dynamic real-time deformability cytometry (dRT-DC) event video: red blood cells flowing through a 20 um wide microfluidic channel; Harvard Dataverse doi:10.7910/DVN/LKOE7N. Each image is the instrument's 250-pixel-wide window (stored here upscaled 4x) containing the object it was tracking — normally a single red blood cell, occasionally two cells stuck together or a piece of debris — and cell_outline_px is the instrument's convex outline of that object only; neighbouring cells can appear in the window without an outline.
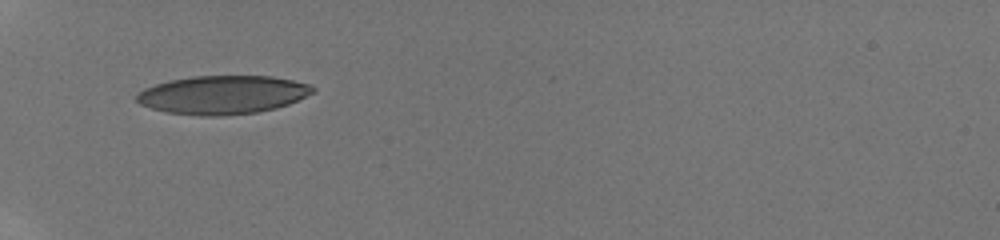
{"species": "human", "species_latin": "Homo sapiens", "temperature_condition": "room temperature", "stored_images_in_passage": 29, "camera_frame_rate_fps": 3000, "um_per_image_px": 0.085, "donor": {"sex": "male"}, "frame": {"image": 1, "passage_image": 1, "time_ms": 0.0, "image_size_px": [1000, 240], "cell_outline_px": [[316, 92], [288, 104], [276, 108], [256, 112], [220, 116], [200, 116], [168, 112], [152, 108], [140, 104], [136, 100], [136, 92], [144, 88], [168, 80], [192, 76], [272, 76], [312, 84], [316, 88]], "centroid_in_image_um": [18.94, 8.05], "position_along_channel_um": 66.1, "area_um2": 39.71}}
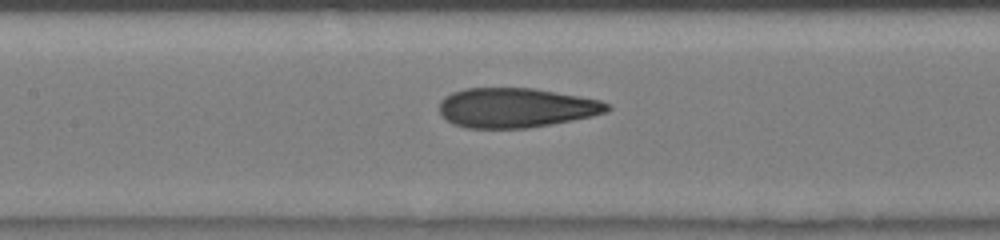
{"frame": {"image": 2, "passage_image": 17, "time_ms": 2.667, "image_size_px": [1000, 240], "cell_outline_px": [[612, 108], [608, 112], [592, 116], [572, 120], [528, 128], [468, 128], [452, 124], [440, 112], [440, 100], [444, 96], [452, 92], [464, 88], [532, 88], [600, 100], [608, 104]], "centroid_in_image_um": [43.84, 9.16], "position_along_channel_um": 163.6, "area_um2": 38.67}}
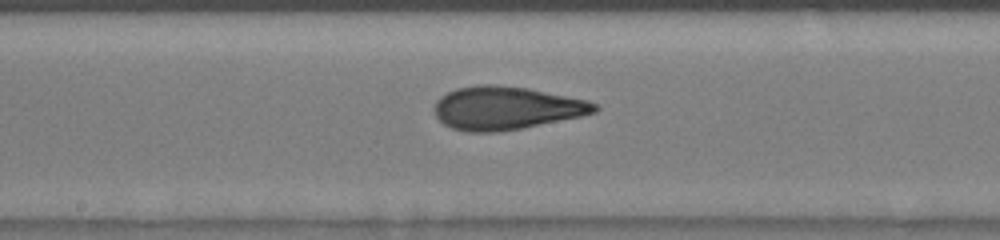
{"frame": {"image": 3, "passage_image": 23, "time_ms": 3.667, "image_size_px": [1000, 240], "cell_outline_px": [[600, 108], [596, 112], [580, 116], [524, 128], [500, 132], [468, 132], [452, 128], [444, 124], [436, 116], [432, 108], [436, 100], [440, 96], [456, 88], [476, 84], [492, 84], [528, 88], [588, 100], [596, 104]], "centroid_in_image_um": [42.99, 9.18], "position_along_channel_um": 205.2, "area_um2": 40.58}}